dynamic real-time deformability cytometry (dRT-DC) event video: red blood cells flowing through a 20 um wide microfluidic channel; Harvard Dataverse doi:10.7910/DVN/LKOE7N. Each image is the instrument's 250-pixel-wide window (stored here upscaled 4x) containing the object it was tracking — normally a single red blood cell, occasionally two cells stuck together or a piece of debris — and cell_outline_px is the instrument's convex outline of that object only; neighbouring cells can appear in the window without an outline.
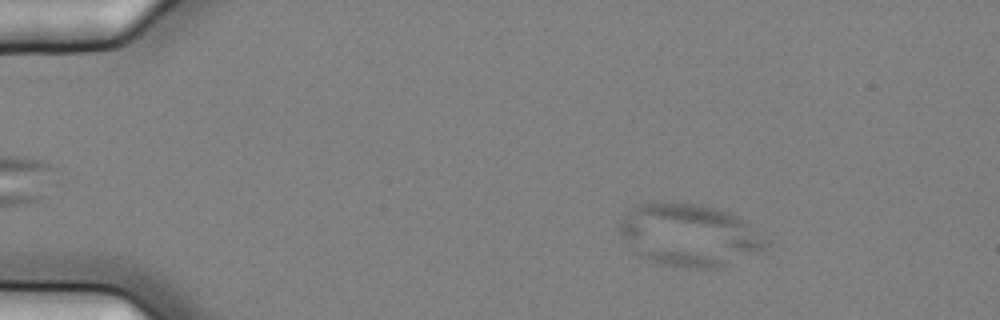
{"species": "common noctule bat (a hibernating species)", "species_latin": "Nyctalus noctula", "temperature_condition": "cold", "stored_images_in_passage": 7, "camera_frame_rate_fps": 3000, "um_per_image_px": 0.085, "animal": {"sex": "female", "body_mass_g": 25.1}, "frame": {"image": 1, "passage_image": 2, "time_ms": 0.333, "image_size_px": [1000, 320], "cell_outline_px": [[768, 244], [760, 252], [716, 268], [688, 268], [664, 264], [640, 256], [632, 252], [620, 236], [616, 224], [636, 204], [696, 204], [728, 212], [744, 220]], "centroid_in_image_um": [58.51, 20.0], "position_along_channel_um": 26.5, "area_um2": 52.25}}